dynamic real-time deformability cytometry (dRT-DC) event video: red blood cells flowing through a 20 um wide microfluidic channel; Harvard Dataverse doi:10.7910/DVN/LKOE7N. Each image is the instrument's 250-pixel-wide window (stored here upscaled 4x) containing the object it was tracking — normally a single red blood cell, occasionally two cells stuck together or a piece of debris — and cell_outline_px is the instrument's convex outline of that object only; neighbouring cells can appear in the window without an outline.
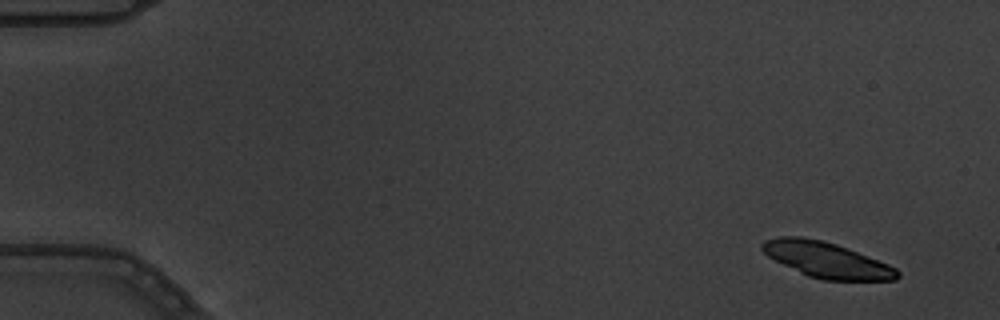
{"species": "common noctule bat (a hibernating species)", "species_latin": "Nyctalus noctula", "temperature_condition": "warm", "stored_images_in_passage": 5, "camera_frame_rate_fps": 3000, "um_per_image_px": 0.085, "animal": {"sex": "male", "body_mass_g": 19.5, "forearm_length_mm": 54.6}, "frame": {"image": 1, "passage_image": 1, "time_ms": 0.0, "image_size_px": [1000, 320], "cell_outline_px": [[900, 276], [896, 280], [824, 280], [808, 276], [768, 256], [760, 248], [760, 244], [764, 240], [780, 236], [804, 236], [836, 244], [888, 264], [896, 268], [900, 272]], "centroid_in_image_um": [70.25, 22.08], "position_along_channel_um": 14.7, "area_um2": 27.74}}